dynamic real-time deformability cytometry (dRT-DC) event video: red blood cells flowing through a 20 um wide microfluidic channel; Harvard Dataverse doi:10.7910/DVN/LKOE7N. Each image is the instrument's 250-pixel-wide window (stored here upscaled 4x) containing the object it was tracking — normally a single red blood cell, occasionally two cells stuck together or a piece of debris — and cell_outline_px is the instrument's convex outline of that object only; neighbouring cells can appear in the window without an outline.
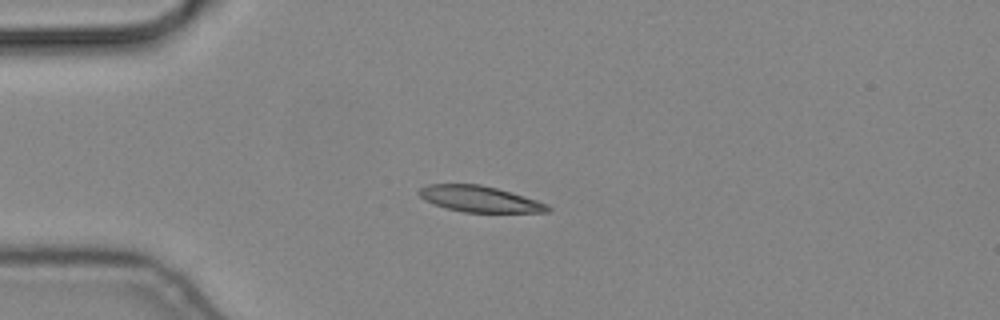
{"species": "common noctule bat (a hibernating species)", "species_latin": "Nyctalus noctula", "temperature_condition": "cold", "stored_images_in_passage": 43, "camera_frame_rate_fps": 3000, "um_per_image_px": 0.085, "animal": {"sex": "male", "body_mass_g": 19.2, "forearm_length_mm": 51.8}, "frame": {"image": 1, "passage_image": 1, "time_ms": 0.0, "image_size_px": [1000, 320], "cell_outline_px": [[552, 208], [548, 212], [464, 212], [448, 208], [424, 200], [416, 192], [420, 188], [428, 184], [480, 184], [496, 188], [524, 196], [548, 204]], "centroid_in_image_um": [40.76, 16.91], "position_along_channel_um": 44.2, "area_um2": 19.36}}
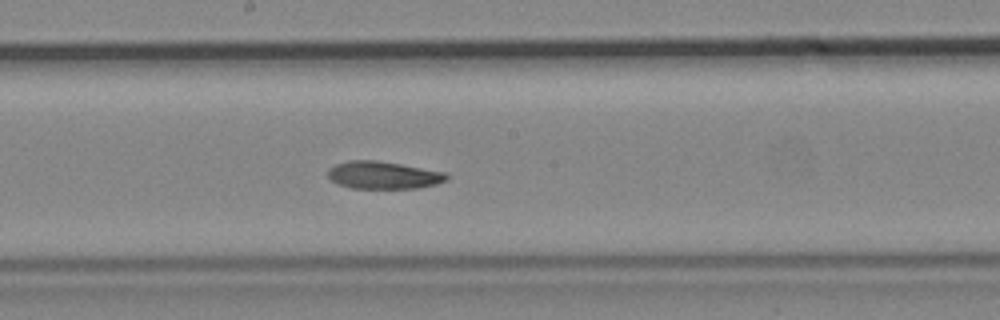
{"frame": {"image": 2, "passage_image": 17, "time_ms": 5.333, "image_size_px": [1000, 320], "cell_outline_px": [[448, 180], [436, 184], [416, 188], [352, 188], [340, 184], [332, 180], [328, 176], [328, 168], [336, 164], [348, 160], [376, 160], [400, 164], [444, 172], [448, 176]], "centroid_in_image_um": [32.57, 14.88], "position_along_channel_um": 215.6, "area_um2": 18.84}}
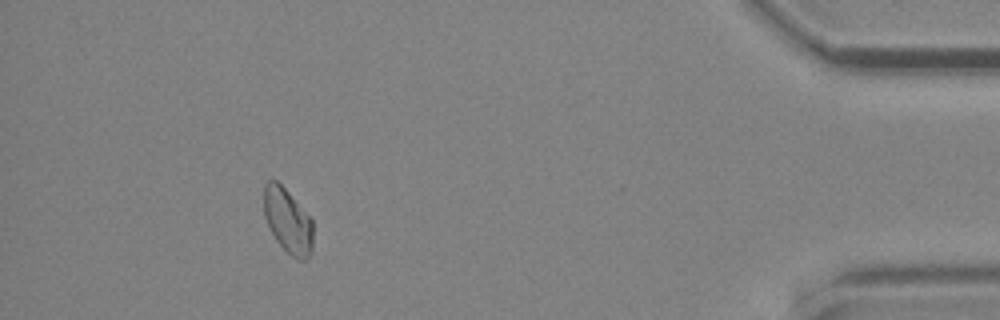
{"frame": {"image": 3, "passage_image": 38, "time_ms": 12.333, "image_size_px": [1000, 320], "cell_outline_px": [[312, 252], [304, 260], [296, 260], [276, 240], [264, 216], [264, 184], [268, 180], [276, 180], [288, 192], [312, 220]], "centroid_in_image_um": [24.45, 18.77], "position_along_channel_um": 410.7, "area_um2": 18.21}}